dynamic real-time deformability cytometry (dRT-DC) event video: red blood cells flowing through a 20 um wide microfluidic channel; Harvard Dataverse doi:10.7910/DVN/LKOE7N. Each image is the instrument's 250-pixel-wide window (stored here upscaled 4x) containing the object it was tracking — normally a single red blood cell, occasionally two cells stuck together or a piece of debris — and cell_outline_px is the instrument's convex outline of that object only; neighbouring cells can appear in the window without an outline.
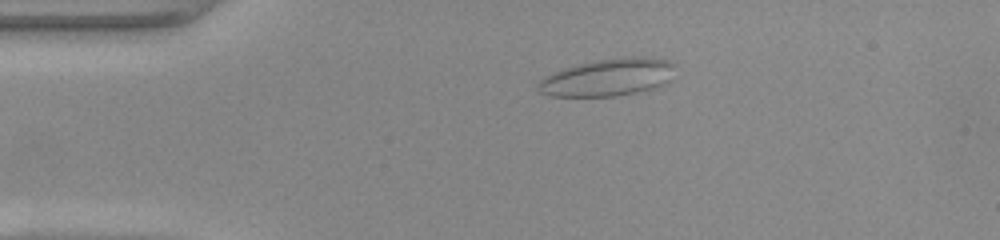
{"species": "common noctule bat (a hibernating species)", "species_latin": "Nyctalus noctula", "temperature_condition": "warm", "stored_images_in_passage": 49, "camera_frame_rate_fps": 3000, "um_per_image_px": 0.085, "animal": {"sex": "female", "body_mass_g": 22.0, "forearm_length_mm": 56.7}, "frame": {"image": 1, "passage_image": 8, "time_ms": 2.333, "image_size_px": [1000, 240], "cell_outline_px": [[676, 64], [668, 80], [664, 84], [652, 88], [636, 92], [616, 96], [548, 96], [540, 92], [536, 88], [536, 84], [540, 80], [564, 68], [596, 60], [636, 56], [640, 56], [668, 60]], "centroid_in_image_um": [51.67, 6.58], "position_along_channel_um": 33.3, "area_um2": 29.48}}
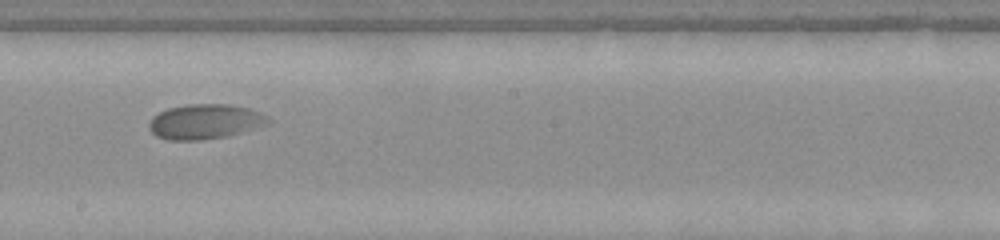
{"frame": {"image": 2, "passage_image": 26, "time_ms": 8.333, "image_size_px": [1000, 240], "cell_outline_px": [[272, 120], [268, 124], [228, 136], [204, 140], [168, 140], [156, 136], [148, 128], [148, 124], [152, 116], [168, 108], [188, 104], [228, 104], [248, 108], [260, 112], [268, 116]], "centroid_in_image_um": [17.42, 10.34], "position_along_channel_um": 230.8, "area_um2": 24.39}}
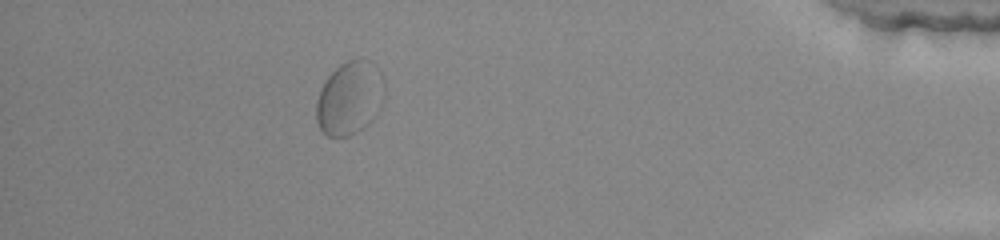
{"frame": {"image": 3, "passage_image": 43, "time_ms": 14.0, "image_size_px": [1000, 240], "cell_outline_px": [[380, 108], [376, 116], [368, 124], [356, 132], [348, 136], [328, 136], [320, 128], [316, 120], [316, 100], [320, 88], [328, 76], [340, 64], [348, 60], [360, 60], [380, 104]], "centroid_in_image_um": [29.43, 8.56], "position_along_channel_um": 405.8, "area_um2": 25.72}}